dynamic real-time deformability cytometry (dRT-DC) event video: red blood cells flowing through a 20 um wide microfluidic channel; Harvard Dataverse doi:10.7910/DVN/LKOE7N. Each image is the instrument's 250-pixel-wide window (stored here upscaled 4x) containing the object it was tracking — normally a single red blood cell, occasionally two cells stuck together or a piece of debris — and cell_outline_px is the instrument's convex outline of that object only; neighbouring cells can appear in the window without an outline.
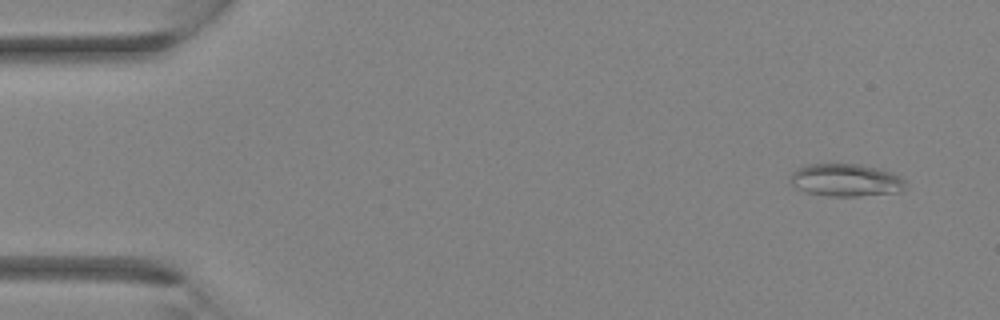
{"species": "Egyptian fruit bat (a non-hibernating species)", "species_latin": "Rousettus aegyptiacus", "temperature_condition": "room temperature", "stored_images_in_passage": 34, "camera_frame_rate_fps": 3000, "um_per_image_px": 0.085, "animal": {"sex": "female"}, "frame": {"image": 1, "passage_image": 2, "time_ms": 0.333, "image_size_px": [1000, 320], "cell_outline_px": [[908, 188], [900, 192], [860, 196], [828, 196], [804, 192], [796, 188], [788, 180], [792, 172], [804, 164], [860, 164], [880, 168], [892, 172], [908, 180]], "centroid_in_image_um": [71.94, 15.31], "position_along_channel_um": 13.1, "area_um2": 22.54}}
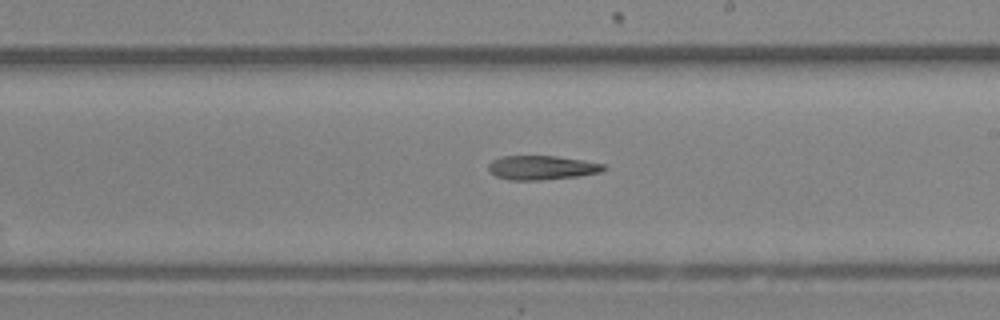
{"frame": {"image": 2, "passage_image": 20, "time_ms": 6.333, "image_size_px": [1000, 320], "cell_outline_px": [[608, 168], [600, 172], [580, 176], [544, 180], [508, 180], [496, 176], [488, 168], [488, 164], [492, 160], [500, 156], [556, 156], [584, 160], [604, 164]], "centroid_in_image_um": [46.07, 14.25], "position_along_channel_um": 242.9, "area_um2": 16.36}}
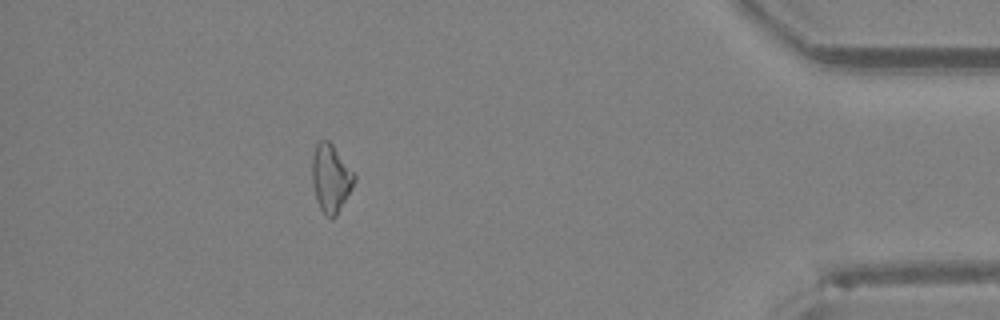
{"frame": {"image": 3, "passage_image": 31, "time_ms": 10.0, "image_size_px": [1000, 320], "cell_outline_px": [[356, 180], [352, 188], [336, 216], [332, 220], [324, 216], [316, 200], [312, 184], [312, 156], [316, 144], [320, 140], [328, 140], [332, 144], [356, 172]], "centroid_in_image_um": [28.13, 15.16], "position_along_channel_um": 407.1, "area_um2": 17.11}}